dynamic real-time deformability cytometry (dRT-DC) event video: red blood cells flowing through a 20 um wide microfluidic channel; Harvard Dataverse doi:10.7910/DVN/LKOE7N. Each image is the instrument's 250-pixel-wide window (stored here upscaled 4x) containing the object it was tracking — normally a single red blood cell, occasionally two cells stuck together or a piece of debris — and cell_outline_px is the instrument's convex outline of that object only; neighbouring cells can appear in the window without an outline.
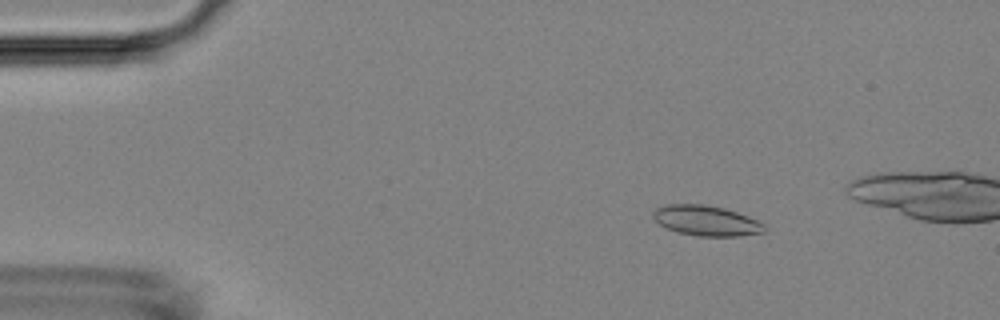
{"species": "Egyptian fruit bat (a non-hibernating species)", "species_latin": "Rousettus aegyptiacus", "temperature_condition": "room temperature", "stored_images_in_passage": 12, "camera_frame_rate_fps": 3000, "um_per_image_px": 0.085, "animal": {"sex": "female"}, "frame": {"image": 1, "passage_image": 3, "time_ms": 0.667, "image_size_px": [1000, 320], "cell_outline_px": [[768, 228], [764, 232], [740, 236], [696, 236], [676, 232], [660, 224], [652, 216], [652, 212], [656, 208], [668, 204], [704, 204], [724, 208], [748, 216], [764, 224]], "centroid_in_image_um": [60.04, 18.76], "position_along_channel_um": 25.0, "area_um2": 19.65}}